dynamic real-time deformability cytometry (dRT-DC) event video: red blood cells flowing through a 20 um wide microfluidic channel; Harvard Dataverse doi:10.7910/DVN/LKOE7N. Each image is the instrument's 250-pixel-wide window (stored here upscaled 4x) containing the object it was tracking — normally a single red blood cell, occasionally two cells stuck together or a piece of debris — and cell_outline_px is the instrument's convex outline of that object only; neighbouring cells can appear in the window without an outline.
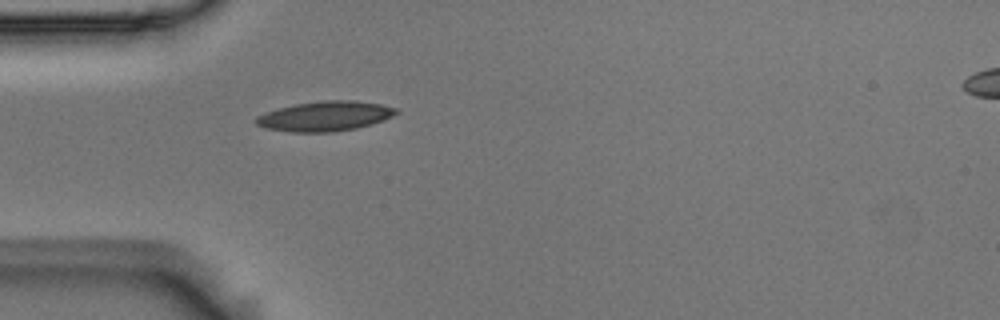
{"species": "Egyptian fruit bat (a non-hibernating species)", "species_latin": "Rousettus aegyptiacus", "temperature_condition": "room temperature", "stored_images_in_passage": 40, "camera_frame_rate_fps": 3000, "um_per_image_px": 0.085, "animal": {"sex": "male"}, "frame": {"image": 1, "passage_image": 1, "time_ms": 0.0, "image_size_px": [1000, 320], "cell_outline_px": [[400, 112], [384, 120], [372, 124], [356, 128], [332, 132], [292, 132], [264, 128], [256, 124], [256, 116], [280, 108], [296, 104], [324, 100], [356, 100], [380, 104], [396, 108]], "centroid_in_image_um": [27.66, 9.87], "position_along_channel_um": 57.3, "area_um2": 24.28}}
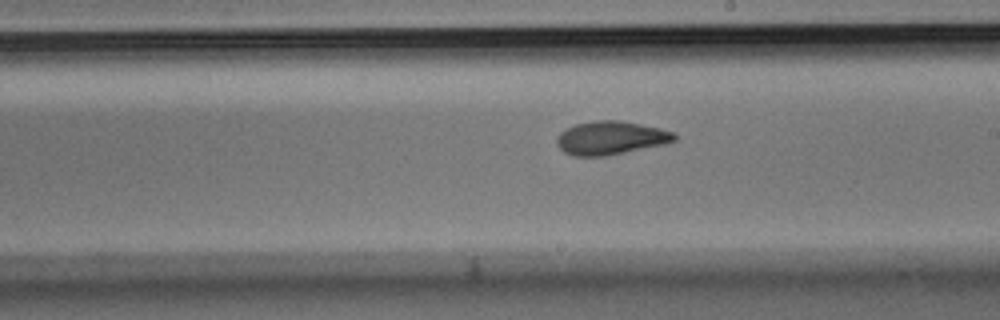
{"frame": {"image": 2, "passage_image": 16, "time_ms": 5.0, "image_size_px": [1000, 320], "cell_outline_px": [[676, 140], [664, 144], [604, 156], [572, 156], [564, 152], [556, 144], [556, 136], [560, 132], [576, 124], [592, 120], [620, 120], [660, 128], [676, 132]], "centroid_in_image_um": [51.89, 11.71], "position_along_channel_um": 237.1, "area_um2": 22.95}}
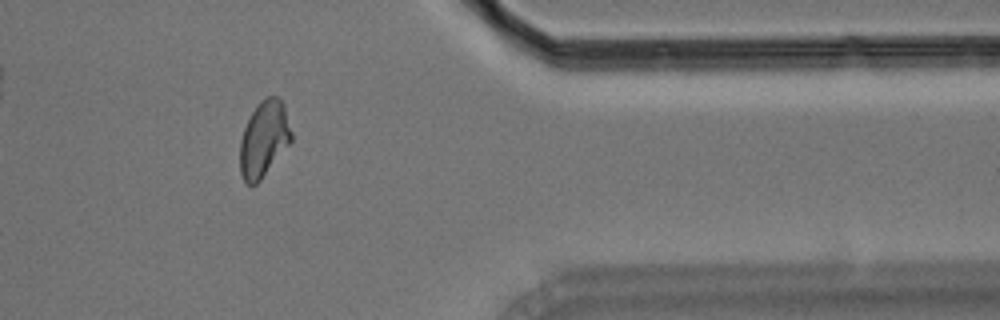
{"frame": {"image": 3, "passage_image": 30, "time_ms": 9.667, "image_size_px": [1000, 320], "cell_outline_px": [[292, 140], [260, 180], [252, 188], [244, 180], [240, 172], [240, 140], [244, 128], [256, 104], [260, 100], [268, 96], [276, 96], [284, 104], [292, 132]], "centroid_in_image_um": [22.43, 11.81], "position_along_channel_um": 389.0, "area_um2": 22.66}, "authors_computed_cell_mechanics": {"area_um2": 22.5709, "velocity_mm_per_s": 3.6564, "shape_relaxation_time_tau1_ms": 6.2535, "shape_relaxation_time_tau2_ms": 2.5923, "deformation_change_tau1": 0.1627, "deformation_change_tau2": 0.0876}}